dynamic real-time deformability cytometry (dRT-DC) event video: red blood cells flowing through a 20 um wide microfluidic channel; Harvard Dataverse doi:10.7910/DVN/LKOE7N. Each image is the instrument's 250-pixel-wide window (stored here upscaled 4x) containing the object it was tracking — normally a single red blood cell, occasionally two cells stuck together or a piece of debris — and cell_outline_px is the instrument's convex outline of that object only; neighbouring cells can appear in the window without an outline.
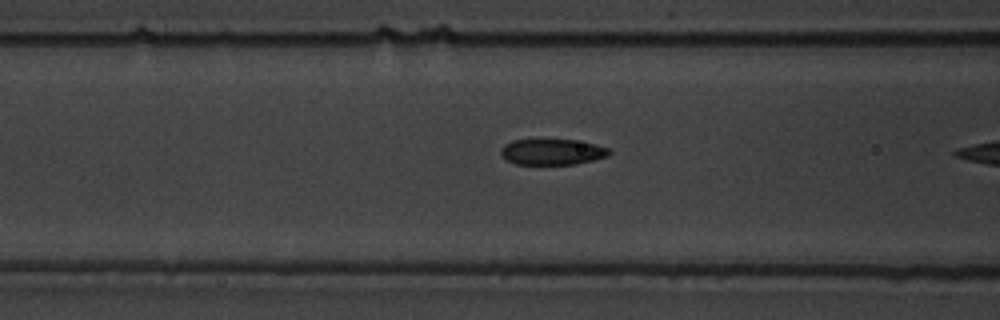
{"species": "common noctule bat (a hibernating species)", "species_latin": "Nyctalus noctula", "temperature_condition": "warm", "stored_images_in_passage": 9, "camera_frame_rate_fps": 3000, "um_per_image_px": 0.085, "animal": {"sex": "male", "body_mass_g": 19.5, "forearm_length_mm": 54.6}, "frame": {"image": 1, "passage_image": 8, "time_ms": 2.333, "image_size_px": [1000, 320], "cell_outline_px": [[612, 152], [608, 156], [576, 164], [516, 164], [508, 160], [500, 152], [500, 148], [504, 144], [512, 140], [576, 140], [596, 144], [608, 148]], "centroid_in_image_um": [46.95, 12.9], "position_along_channel_um": 119.6, "area_um2": 16.24}}